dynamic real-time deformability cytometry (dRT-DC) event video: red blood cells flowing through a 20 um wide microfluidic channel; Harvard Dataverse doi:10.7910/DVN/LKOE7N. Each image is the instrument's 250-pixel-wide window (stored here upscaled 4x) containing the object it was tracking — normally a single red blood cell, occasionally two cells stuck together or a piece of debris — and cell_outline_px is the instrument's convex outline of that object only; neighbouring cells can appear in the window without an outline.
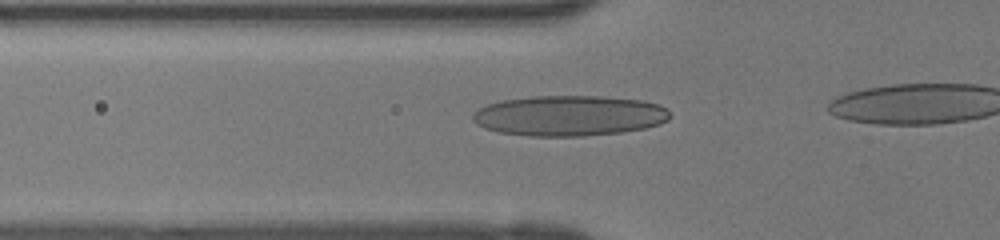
{"species": "human", "species_latin": "Homo sapiens", "temperature_condition": "room temperature", "stored_images_in_passage": 9, "camera_frame_rate_fps": 3000, "um_per_image_px": 0.085, "donor": {"sex": "female"}, "frame": {"image": 1, "passage_image": 4, "time_ms": 1.0, "image_size_px": [1000, 240], "cell_outline_px": [[672, 116], [668, 120], [660, 124], [644, 128], [624, 132], [580, 136], [528, 136], [500, 132], [484, 128], [476, 124], [472, 120], [472, 116], [480, 108], [488, 104], [500, 100], [532, 96], [600, 96], [644, 100], [660, 104], [668, 108]], "centroid_in_image_um": [48.43, 9.83], "position_along_channel_um": 77.4, "area_um2": 46.88}}
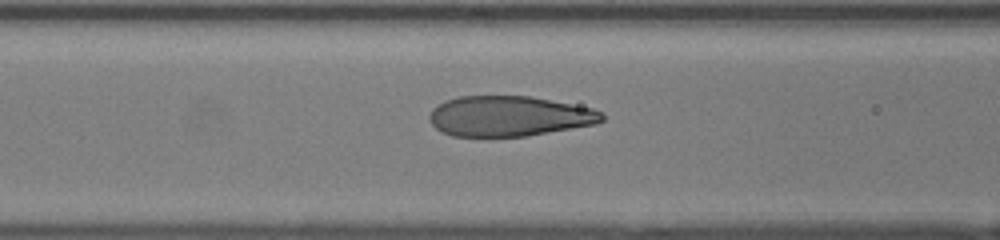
{"frame": {"image": 2, "passage_image": 7, "time_ms": 2.0, "image_size_px": [1000, 240], "cell_outline_px": [[604, 120], [596, 124], [524, 136], [452, 136], [440, 132], [428, 120], [428, 116], [432, 108], [444, 100], [460, 96], [528, 96], [592, 108], [604, 112]], "centroid_in_image_um": [43.23, 9.87], "position_along_channel_um": 123.4, "area_um2": 40.52}}